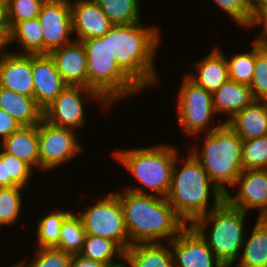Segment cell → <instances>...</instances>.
Returning a JSON list of instances; mask_svg holds the SVG:
<instances>
[{
    "label": "cell",
    "instance_id": "12",
    "mask_svg": "<svg viewBox=\"0 0 267 267\" xmlns=\"http://www.w3.org/2000/svg\"><path fill=\"white\" fill-rule=\"evenodd\" d=\"M38 19L43 34V54L73 42L70 0H46ZM72 35V36H71Z\"/></svg>",
    "mask_w": 267,
    "mask_h": 267
},
{
    "label": "cell",
    "instance_id": "31",
    "mask_svg": "<svg viewBox=\"0 0 267 267\" xmlns=\"http://www.w3.org/2000/svg\"><path fill=\"white\" fill-rule=\"evenodd\" d=\"M71 212L72 210L65 209V211H53L41 216L36 229L37 248L55 247L58 244L63 221Z\"/></svg>",
    "mask_w": 267,
    "mask_h": 267
},
{
    "label": "cell",
    "instance_id": "16",
    "mask_svg": "<svg viewBox=\"0 0 267 267\" xmlns=\"http://www.w3.org/2000/svg\"><path fill=\"white\" fill-rule=\"evenodd\" d=\"M34 98L44 110L67 86L49 54H32Z\"/></svg>",
    "mask_w": 267,
    "mask_h": 267
},
{
    "label": "cell",
    "instance_id": "27",
    "mask_svg": "<svg viewBox=\"0 0 267 267\" xmlns=\"http://www.w3.org/2000/svg\"><path fill=\"white\" fill-rule=\"evenodd\" d=\"M33 171L28 163L0 149V187L26 188L33 179Z\"/></svg>",
    "mask_w": 267,
    "mask_h": 267
},
{
    "label": "cell",
    "instance_id": "1",
    "mask_svg": "<svg viewBox=\"0 0 267 267\" xmlns=\"http://www.w3.org/2000/svg\"><path fill=\"white\" fill-rule=\"evenodd\" d=\"M115 193L120 199L131 245L169 243L187 226L165 197L127 189Z\"/></svg>",
    "mask_w": 267,
    "mask_h": 267
},
{
    "label": "cell",
    "instance_id": "29",
    "mask_svg": "<svg viewBox=\"0 0 267 267\" xmlns=\"http://www.w3.org/2000/svg\"><path fill=\"white\" fill-rule=\"evenodd\" d=\"M114 25H127L141 21L139 0H95Z\"/></svg>",
    "mask_w": 267,
    "mask_h": 267
},
{
    "label": "cell",
    "instance_id": "14",
    "mask_svg": "<svg viewBox=\"0 0 267 267\" xmlns=\"http://www.w3.org/2000/svg\"><path fill=\"white\" fill-rule=\"evenodd\" d=\"M170 246L175 267H225L191 225H187Z\"/></svg>",
    "mask_w": 267,
    "mask_h": 267
},
{
    "label": "cell",
    "instance_id": "6",
    "mask_svg": "<svg viewBox=\"0 0 267 267\" xmlns=\"http://www.w3.org/2000/svg\"><path fill=\"white\" fill-rule=\"evenodd\" d=\"M248 215L249 213L224 200L218 207L195 220L191 226L225 267H233L240 258L245 237L248 236L244 230ZM210 225L211 232L207 233Z\"/></svg>",
    "mask_w": 267,
    "mask_h": 267
},
{
    "label": "cell",
    "instance_id": "10",
    "mask_svg": "<svg viewBox=\"0 0 267 267\" xmlns=\"http://www.w3.org/2000/svg\"><path fill=\"white\" fill-rule=\"evenodd\" d=\"M86 99L98 101L105 109L111 107V104L98 91L88 87L67 85L43 110V118L52 125L76 131L86 123L84 106Z\"/></svg>",
    "mask_w": 267,
    "mask_h": 267
},
{
    "label": "cell",
    "instance_id": "15",
    "mask_svg": "<svg viewBox=\"0 0 267 267\" xmlns=\"http://www.w3.org/2000/svg\"><path fill=\"white\" fill-rule=\"evenodd\" d=\"M70 4L76 41L103 37L114 26L95 0H70Z\"/></svg>",
    "mask_w": 267,
    "mask_h": 267
},
{
    "label": "cell",
    "instance_id": "22",
    "mask_svg": "<svg viewBox=\"0 0 267 267\" xmlns=\"http://www.w3.org/2000/svg\"><path fill=\"white\" fill-rule=\"evenodd\" d=\"M212 99L215 113L221 112L228 115L224 123L255 101L250 86L239 84L231 79L212 92Z\"/></svg>",
    "mask_w": 267,
    "mask_h": 267
},
{
    "label": "cell",
    "instance_id": "39",
    "mask_svg": "<svg viewBox=\"0 0 267 267\" xmlns=\"http://www.w3.org/2000/svg\"><path fill=\"white\" fill-rule=\"evenodd\" d=\"M262 25V32L259 34V37H256L254 44L259 45L260 47L267 48V10L262 11H252V19L248 30L254 28L255 26Z\"/></svg>",
    "mask_w": 267,
    "mask_h": 267
},
{
    "label": "cell",
    "instance_id": "5",
    "mask_svg": "<svg viewBox=\"0 0 267 267\" xmlns=\"http://www.w3.org/2000/svg\"><path fill=\"white\" fill-rule=\"evenodd\" d=\"M205 134L202 147L195 144L190 152L208 173L210 180L226 195L243 171L242 139L227 123Z\"/></svg>",
    "mask_w": 267,
    "mask_h": 267
},
{
    "label": "cell",
    "instance_id": "38",
    "mask_svg": "<svg viewBox=\"0 0 267 267\" xmlns=\"http://www.w3.org/2000/svg\"><path fill=\"white\" fill-rule=\"evenodd\" d=\"M219 9L231 17L240 27L250 25L252 19V0H213Z\"/></svg>",
    "mask_w": 267,
    "mask_h": 267
},
{
    "label": "cell",
    "instance_id": "28",
    "mask_svg": "<svg viewBox=\"0 0 267 267\" xmlns=\"http://www.w3.org/2000/svg\"><path fill=\"white\" fill-rule=\"evenodd\" d=\"M124 250L113 240L94 235H87L84 240L82 251L83 257L100 261L106 265L117 263L115 257L124 259Z\"/></svg>",
    "mask_w": 267,
    "mask_h": 267
},
{
    "label": "cell",
    "instance_id": "17",
    "mask_svg": "<svg viewBox=\"0 0 267 267\" xmlns=\"http://www.w3.org/2000/svg\"><path fill=\"white\" fill-rule=\"evenodd\" d=\"M0 87L34 97L32 54L11 51L0 57Z\"/></svg>",
    "mask_w": 267,
    "mask_h": 267
},
{
    "label": "cell",
    "instance_id": "3",
    "mask_svg": "<svg viewBox=\"0 0 267 267\" xmlns=\"http://www.w3.org/2000/svg\"><path fill=\"white\" fill-rule=\"evenodd\" d=\"M180 158L178 154L166 199L186 225H191L218 207L225 200V195L210 180L208 173L190 151L187 158L182 155V162ZM211 197L214 204L209 209Z\"/></svg>",
    "mask_w": 267,
    "mask_h": 267
},
{
    "label": "cell",
    "instance_id": "32",
    "mask_svg": "<svg viewBox=\"0 0 267 267\" xmlns=\"http://www.w3.org/2000/svg\"><path fill=\"white\" fill-rule=\"evenodd\" d=\"M21 186L0 187V229L12 226L20 220L23 206Z\"/></svg>",
    "mask_w": 267,
    "mask_h": 267
},
{
    "label": "cell",
    "instance_id": "45",
    "mask_svg": "<svg viewBox=\"0 0 267 267\" xmlns=\"http://www.w3.org/2000/svg\"><path fill=\"white\" fill-rule=\"evenodd\" d=\"M122 261H124V262L117 261V263L107 265V267H131L130 264L128 263V261L125 260V258Z\"/></svg>",
    "mask_w": 267,
    "mask_h": 267
},
{
    "label": "cell",
    "instance_id": "30",
    "mask_svg": "<svg viewBox=\"0 0 267 267\" xmlns=\"http://www.w3.org/2000/svg\"><path fill=\"white\" fill-rule=\"evenodd\" d=\"M85 237L82 220L72 211L63 221L59 242L55 248L70 254H79L83 249Z\"/></svg>",
    "mask_w": 267,
    "mask_h": 267
},
{
    "label": "cell",
    "instance_id": "18",
    "mask_svg": "<svg viewBox=\"0 0 267 267\" xmlns=\"http://www.w3.org/2000/svg\"><path fill=\"white\" fill-rule=\"evenodd\" d=\"M48 54L67 85L87 87V56L81 41L74 40Z\"/></svg>",
    "mask_w": 267,
    "mask_h": 267
},
{
    "label": "cell",
    "instance_id": "2",
    "mask_svg": "<svg viewBox=\"0 0 267 267\" xmlns=\"http://www.w3.org/2000/svg\"><path fill=\"white\" fill-rule=\"evenodd\" d=\"M142 22L114 25L109 30V48L119 67L142 89L159 82L155 58L161 34Z\"/></svg>",
    "mask_w": 267,
    "mask_h": 267
},
{
    "label": "cell",
    "instance_id": "7",
    "mask_svg": "<svg viewBox=\"0 0 267 267\" xmlns=\"http://www.w3.org/2000/svg\"><path fill=\"white\" fill-rule=\"evenodd\" d=\"M87 56V87L98 91L111 105L142 89L119 67L109 48V31L103 37L81 41Z\"/></svg>",
    "mask_w": 267,
    "mask_h": 267
},
{
    "label": "cell",
    "instance_id": "20",
    "mask_svg": "<svg viewBox=\"0 0 267 267\" xmlns=\"http://www.w3.org/2000/svg\"><path fill=\"white\" fill-rule=\"evenodd\" d=\"M226 123L242 140L267 135V101L255 100Z\"/></svg>",
    "mask_w": 267,
    "mask_h": 267
},
{
    "label": "cell",
    "instance_id": "24",
    "mask_svg": "<svg viewBox=\"0 0 267 267\" xmlns=\"http://www.w3.org/2000/svg\"><path fill=\"white\" fill-rule=\"evenodd\" d=\"M124 258L131 267H175L170 242L131 245L124 252Z\"/></svg>",
    "mask_w": 267,
    "mask_h": 267
},
{
    "label": "cell",
    "instance_id": "19",
    "mask_svg": "<svg viewBox=\"0 0 267 267\" xmlns=\"http://www.w3.org/2000/svg\"><path fill=\"white\" fill-rule=\"evenodd\" d=\"M196 62L193 64V71L196 73L190 72L186 75L205 90L213 92L229 79L225 54L218 46L214 47L206 57Z\"/></svg>",
    "mask_w": 267,
    "mask_h": 267
},
{
    "label": "cell",
    "instance_id": "37",
    "mask_svg": "<svg viewBox=\"0 0 267 267\" xmlns=\"http://www.w3.org/2000/svg\"><path fill=\"white\" fill-rule=\"evenodd\" d=\"M46 0H7L9 24L12 28L16 23L38 18L42 4Z\"/></svg>",
    "mask_w": 267,
    "mask_h": 267
},
{
    "label": "cell",
    "instance_id": "33",
    "mask_svg": "<svg viewBox=\"0 0 267 267\" xmlns=\"http://www.w3.org/2000/svg\"><path fill=\"white\" fill-rule=\"evenodd\" d=\"M229 79L239 84L250 86L255 67V44L250 52L236 53L230 57L225 54Z\"/></svg>",
    "mask_w": 267,
    "mask_h": 267
},
{
    "label": "cell",
    "instance_id": "23",
    "mask_svg": "<svg viewBox=\"0 0 267 267\" xmlns=\"http://www.w3.org/2000/svg\"><path fill=\"white\" fill-rule=\"evenodd\" d=\"M0 108L21 126L38 125L43 119V109L34 97L21 95L4 87H0Z\"/></svg>",
    "mask_w": 267,
    "mask_h": 267
},
{
    "label": "cell",
    "instance_id": "34",
    "mask_svg": "<svg viewBox=\"0 0 267 267\" xmlns=\"http://www.w3.org/2000/svg\"><path fill=\"white\" fill-rule=\"evenodd\" d=\"M34 250L32 261L28 262L27 258L22 259L16 262V267H70L72 257L70 253L55 247H41Z\"/></svg>",
    "mask_w": 267,
    "mask_h": 267
},
{
    "label": "cell",
    "instance_id": "44",
    "mask_svg": "<svg viewBox=\"0 0 267 267\" xmlns=\"http://www.w3.org/2000/svg\"><path fill=\"white\" fill-rule=\"evenodd\" d=\"M267 10V0H252V11Z\"/></svg>",
    "mask_w": 267,
    "mask_h": 267
},
{
    "label": "cell",
    "instance_id": "21",
    "mask_svg": "<svg viewBox=\"0 0 267 267\" xmlns=\"http://www.w3.org/2000/svg\"><path fill=\"white\" fill-rule=\"evenodd\" d=\"M0 148L39 169V124L21 126L0 143Z\"/></svg>",
    "mask_w": 267,
    "mask_h": 267
},
{
    "label": "cell",
    "instance_id": "13",
    "mask_svg": "<svg viewBox=\"0 0 267 267\" xmlns=\"http://www.w3.org/2000/svg\"><path fill=\"white\" fill-rule=\"evenodd\" d=\"M235 186L238 188L235 196L230 192L225 195V200L231 206L247 213L257 209V217H267V169L243 170Z\"/></svg>",
    "mask_w": 267,
    "mask_h": 267
},
{
    "label": "cell",
    "instance_id": "40",
    "mask_svg": "<svg viewBox=\"0 0 267 267\" xmlns=\"http://www.w3.org/2000/svg\"><path fill=\"white\" fill-rule=\"evenodd\" d=\"M21 124L15 120L10 114L0 108V140L1 142L18 130Z\"/></svg>",
    "mask_w": 267,
    "mask_h": 267
},
{
    "label": "cell",
    "instance_id": "8",
    "mask_svg": "<svg viewBox=\"0 0 267 267\" xmlns=\"http://www.w3.org/2000/svg\"><path fill=\"white\" fill-rule=\"evenodd\" d=\"M182 79L183 82L177 99L178 108H176L178 123L188 137L194 136L200 139L199 136L203 131L209 133L220 127L224 121L222 118L219 119L218 121L221 123L219 122L217 125L211 121L214 119L213 115L216 114L213 107L212 92L197 85L186 74Z\"/></svg>",
    "mask_w": 267,
    "mask_h": 267
},
{
    "label": "cell",
    "instance_id": "11",
    "mask_svg": "<svg viewBox=\"0 0 267 267\" xmlns=\"http://www.w3.org/2000/svg\"><path fill=\"white\" fill-rule=\"evenodd\" d=\"M77 137L75 130L52 125L43 118L39 123V170L49 172L75 158L83 147Z\"/></svg>",
    "mask_w": 267,
    "mask_h": 267
},
{
    "label": "cell",
    "instance_id": "26",
    "mask_svg": "<svg viewBox=\"0 0 267 267\" xmlns=\"http://www.w3.org/2000/svg\"><path fill=\"white\" fill-rule=\"evenodd\" d=\"M19 43L20 52L17 54H43V34L38 18L16 23L9 33V45L12 42Z\"/></svg>",
    "mask_w": 267,
    "mask_h": 267
},
{
    "label": "cell",
    "instance_id": "36",
    "mask_svg": "<svg viewBox=\"0 0 267 267\" xmlns=\"http://www.w3.org/2000/svg\"><path fill=\"white\" fill-rule=\"evenodd\" d=\"M255 100L267 101V48L255 44V67L250 84Z\"/></svg>",
    "mask_w": 267,
    "mask_h": 267
},
{
    "label": "cell",
    "instance_id": "4",
    "mask_svg": "<svg viewBox=\"0 0 267 267\" xmlns=\"http://www.w3.org/2000/svg\"><path fill=\"white\" fill-rule=\"evenodd\" d=\"M180 154L171 145L157 144L150 147H135L131 149L115 150L113 157L126 168L133 178L139 182L138 186L127 185V190L167 197L172 179L173 166L176 156ZM129 186V187H128ZM138 187V188H137ZM150 189L148 192L147 189Z\"/></svg>",
    "mask_w": 267,
    "mask_h": 267
},
{
    "label": "cell",
    "instance_id": "35",
    "mask_svg": "<svg viewBox=\"0 0 267 267\" xmlns=\"http://www.w3.org/2000/svg\"><path fill=\"white\" fill-rule=\"evenodd\" d=\"M243 170L267 169V135L242 140Z\"/></svg>",
    "mask_w": 267,
    "mask_h": 267
},
{
    "label": "cell",
    "instance_id": "9",
    "mask_svg": "<svg viewBox=\"0 0 267 267\" xmlns=\"http://www.w3.org/2000/svg\"><path fill=\"white\" fill-rule=\"evenodd\" d=\"M78 212L87 235L111 239L124 251L130 246L123 209L116 193L110 192L98 202Z\"/></svg>",
    "mask_w": 267,
    "mask_h": 267
},
{
    "label": "cell",
    "instance_id": "43",
    "mask_svg": "<svg viewBox=\"0 0 267 267\" xmlns=\"http://www.w3.org/2000/svg\"><path fill=\"white\" fill-rule=\"evenodd\" d=\"M9 33L10 29H0V57L8 53L9 49L6 48L9 45Z\"/></svg>",
    "mask_w": 267,
    "mask_h": 267
},
{
    "label": "cell",
    "instance_id": "41",
    "mask_svg": "<svg viewBox=\"0 0 267 267\" xmlns=\"http://www.w3.org/2000/svg\"><path fill=\"white\" fill-rule=\"evenodd\" d=\"M70 267H107L105 263L83 257L81 254H72Z\"/></svg>",
    "mask_w": 267,
    "mask_h": 267
},
{
    "label": "cell",
    "instance_id": "42",
    "mask_svg": "<svg viewBox=\"0 0 267 267\" xmlns=\"http://www.w3.org/2000/svg\"><path fill=\"white\" fill-rule=\"evenodd\" d=\"M0 29H11L7 0H0Z\"/></svg>",
    "mask_w": 267,
    "mask_h": 267
},
{
    "label": "cell",
    "instance_id": "25",
    "mask_svg": "<svg viewBox=\"0 0 267 267\" xmlns=\"http://www.w3.org/2000/svg\"><path fill=\"white\" fill-rule=\"evenodd\" d=\"M255 222L234 267H267V217H257Z\"/></svg>",
    "mask_w": 267,
    "mask_h": 267
}]
</instances>
